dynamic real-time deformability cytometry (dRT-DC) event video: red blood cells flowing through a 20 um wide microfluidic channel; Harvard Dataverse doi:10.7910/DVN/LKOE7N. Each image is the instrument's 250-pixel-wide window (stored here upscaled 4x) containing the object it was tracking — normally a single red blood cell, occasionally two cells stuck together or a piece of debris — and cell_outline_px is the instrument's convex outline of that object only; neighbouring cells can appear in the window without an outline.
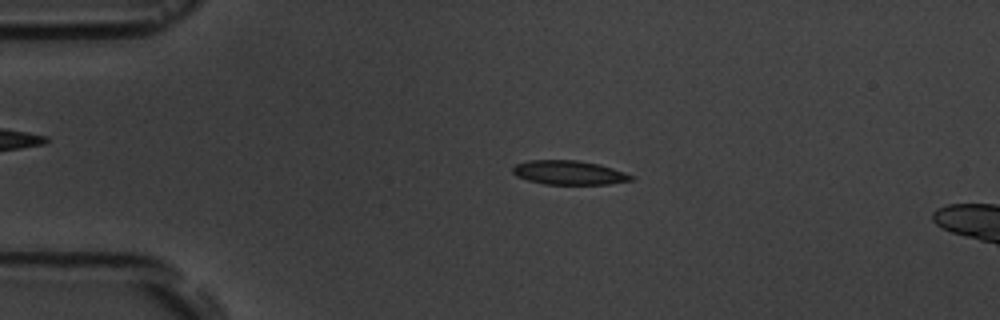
{"species": "common noctule bat (a hibernating species)", "species_latin": "Nyctalus noctula", "temperature_condition": "room temperature", "stored_images_in_passage": 5, "camera_frame_rate_fps": 3000, "um_per_image_px": 0.085, "animal": {"sex": "male", "body_mass_g": 19.5, "forearm_length_mm": 54.6}, "frame": {"image": 1, "passage_image": 3, "time_ms": 2.333, "image_size_px": [1000, 320], "cell_outline_px": [[632, 180], [608, 184], [544, 184], [528, 180], [516, 176], [512, 172], [512, 168], [516, 164], [528, 160], [576, 160], [600, 164], [624, 172], [632, 176]], "centroid_in_image_um": [48.32, 14.67], "position_along_channel_um": 36.7, "area_um2": 16.53}}